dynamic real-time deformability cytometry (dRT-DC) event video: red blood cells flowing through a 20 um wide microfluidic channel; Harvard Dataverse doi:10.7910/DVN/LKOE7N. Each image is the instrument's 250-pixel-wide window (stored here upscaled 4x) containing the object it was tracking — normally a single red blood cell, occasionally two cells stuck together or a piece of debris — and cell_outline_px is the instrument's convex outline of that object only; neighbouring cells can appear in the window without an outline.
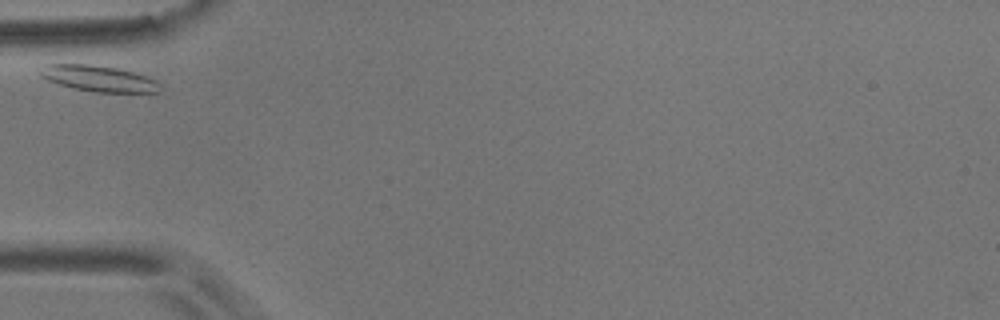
{"species": "common noctule bat (a hibernating species)", "species_latin": "Nyctalus noctula", "temperature_condition": "room temperature", "stored_images_in_passage": 5, "camera_frame_rate_fps": 3000, "um_per_image_px": 0.085, "animal": {"sex": "male", "body_mass_g": 17.9}, "frame": {"image": 1, "passage_image": 1, "time_ms": 0.0, "image_size_px": [1000, 320], "cell_outline_px": [[160, 92], [96, 92], [76, 88], [60, 84], [48, 80], [40, 76], [36, 68], [44, 64], [92, 64], [116, 68], [148, 76], [160, 84]], "centroid_in_image_um": [8.33, 6.65], "position_along_channel_um": 76.7, "area_um2": 18.15}}
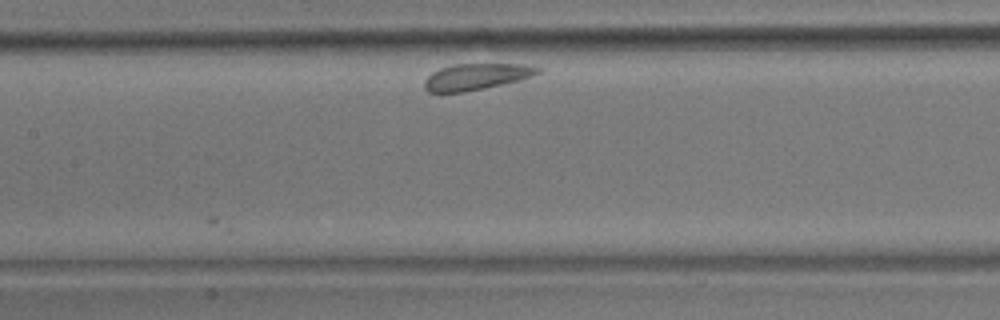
{"frame": {"image": 2, "passage_image": 4, "time_ms": 1.0, "image_size_px": [1000, 320], "cell_outline_px": [[544, 68], [540, 72], [532, 76], [520, 80], [484, 88], [464, 92], [428, 92], [424, 88], [424, 80], [432, 72], [440, 68], [456, 64], [524, 64]], "centroid_in_image_um": [40.5, 6.51], "position_along_channel_um": 166.9, "area_um2": 17.4}}